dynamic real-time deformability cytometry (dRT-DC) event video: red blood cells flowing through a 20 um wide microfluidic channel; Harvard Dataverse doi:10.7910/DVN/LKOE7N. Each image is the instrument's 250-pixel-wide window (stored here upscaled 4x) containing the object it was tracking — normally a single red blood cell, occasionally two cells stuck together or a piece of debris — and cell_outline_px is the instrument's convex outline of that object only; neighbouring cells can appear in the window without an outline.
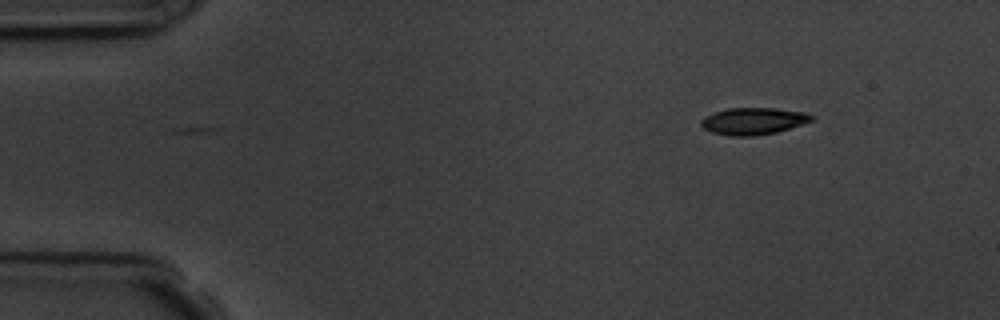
{"species": "common noctule bat (a hibernating species)", "species_latin": "Nyctalus noctula", "temperature_condition": "room temperature", "stored_images_in_passage": 5, "camera_frame_rate_fps": 3000, "um_per_image_px": 0.085, "animal": {"sex": "male", "body_mass_g": 19.5, "forearm_length_mm": 54.6}, "frame": {"image": 1, "passage_image": 1, "time_ms": 0.0, "image_size_px": [1000, 320], "cell_outline_px": [[812, 120], [776, 132], [752, 136], [728, 136], [712, 132], [704, 128], [700, 124], [700, 120], [704, 116], [728, 108], [776, 108], [804, 112], [812, 116]], "centroid_in_image_um": [63.97, 10.29], "position_along_channel_um": 21.0, "area_um2": 17.11}}
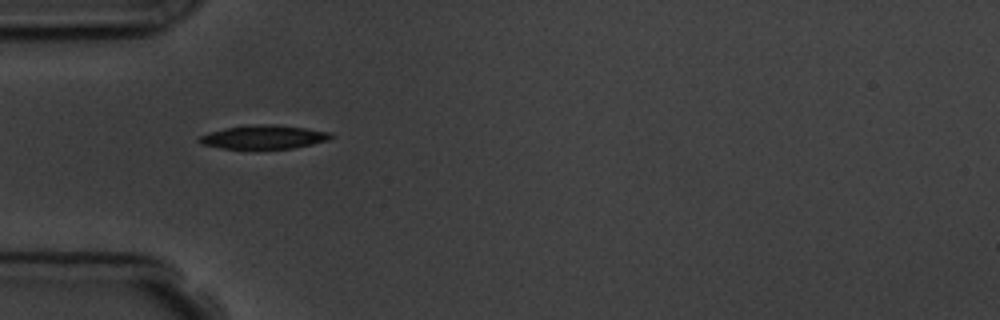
{"frame": {"image": 2, "passage_image": 4, "time_ms": 3.333, "image_size_px": [1000, 320], "cell_outline_px": [[332, 136], [328, 140], [312, 144], [292, 148], [220, 148], [200, 144], [196, 140], [200, 136], [224, 128], [256, 124], [272, 124], [304, 128], [332, 132]], "centroid_in_image_um": [22.4, 11.64], "position_along_channel_um": 62.6, "area_um2": 17.92}}